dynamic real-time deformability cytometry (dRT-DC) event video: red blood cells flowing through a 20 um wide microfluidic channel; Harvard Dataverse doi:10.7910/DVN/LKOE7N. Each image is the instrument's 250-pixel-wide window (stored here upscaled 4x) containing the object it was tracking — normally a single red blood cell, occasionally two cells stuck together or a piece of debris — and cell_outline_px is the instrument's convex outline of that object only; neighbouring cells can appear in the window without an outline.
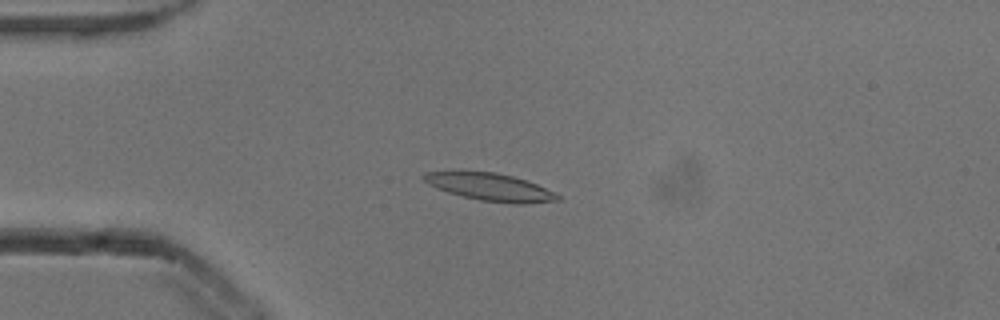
{"species": "common noctule bat (a hibernating species)", "species_latin": "Nyctalus noctula", "temperature_condition": "cold", "stored_images_in_passage": 53, "camera_frame_rate_fps": 3000, "um_per_image_px": 0.085, "animal": {"sex": "male", "body_mass_g": 13.3}, "frame": {"image": 1, "passage_image": 13, "time_ms": 4.0, "image_size_px": [1000, 320], "cell_outline_px": [[564, 200], [524, 204], [512, 204], [480, 200], [448, 192], [436, 188], [428, 184], [420, 176], [424, 172], [496, 172], [512, 176], [536, 184], [560, 196]], "centroid_in_image_um": [41.67, 15.91], "position_along_channel_um": 43.3, "area_um2": 21.21}}
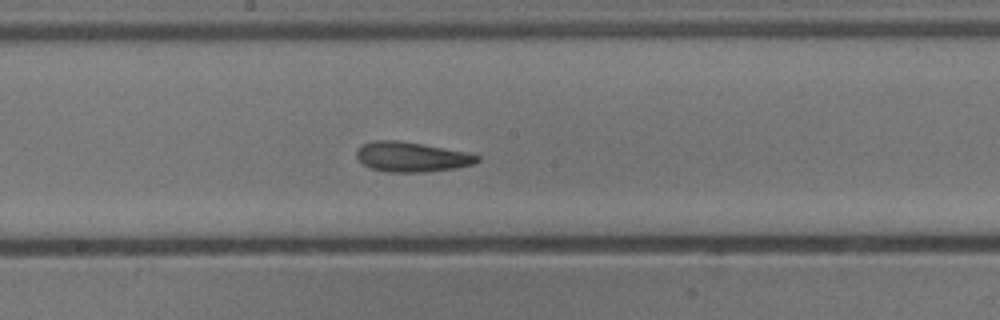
{"frame": {"image": 2, "passage_image": 28, "time_ms": 9.0, "image_size_px": [1000, 320], "cell_outline_px": [[480, 160], [472, 164], [456, 168], [428, 172], [384, 172], [372, 168], [364, 164], [356, 156], [356, 152], [360, 144], [372, 140], [396, 140], [424, 144], [464, 152], [480, 156]], "centroid_in_image_um": [34.95, 13.33], "position_along_channel_um": 213.3, "area_um2": 21.04}}
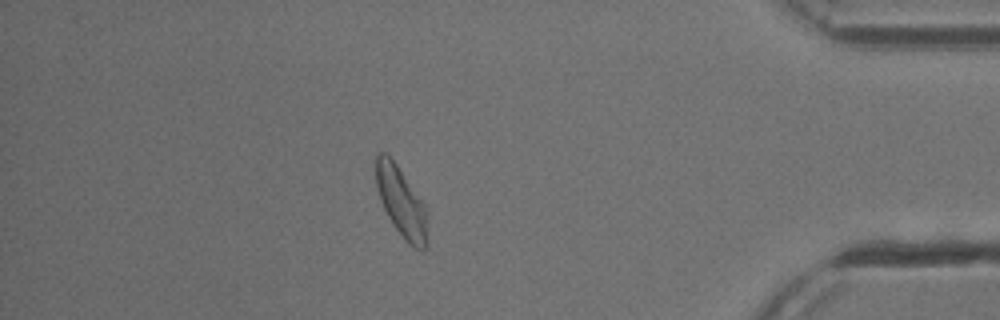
{"frame": {"image": 3, "passage_image": 46, "time_ms": 15.0, "image_size_px": [1000, 320], "cell_outline_px": [[428, 248], [416, 248], [408, 244], [404, 240], [392, 224], [380, 200], [376, 184], [376, 156], [380, 152], [384, 152], [396, 164], [424, 204], [428, 212]], "centroid_in_image_um": [34.14, 17.24], "position_along_channel_um": 401.1, "area_um2": 20.98}, "authors_computed_cell_mechanics": {"area_um2": 21.0392, "velocity_mm_per_s": 3.8354, "shape_relaxation_time_tau1_ms": 3.8595, "shape_relaxation_time_tau2_ms": 2.7042, "deformation_change_tau1": 0.1408, "deformation_change_tau2": 0.0889}}